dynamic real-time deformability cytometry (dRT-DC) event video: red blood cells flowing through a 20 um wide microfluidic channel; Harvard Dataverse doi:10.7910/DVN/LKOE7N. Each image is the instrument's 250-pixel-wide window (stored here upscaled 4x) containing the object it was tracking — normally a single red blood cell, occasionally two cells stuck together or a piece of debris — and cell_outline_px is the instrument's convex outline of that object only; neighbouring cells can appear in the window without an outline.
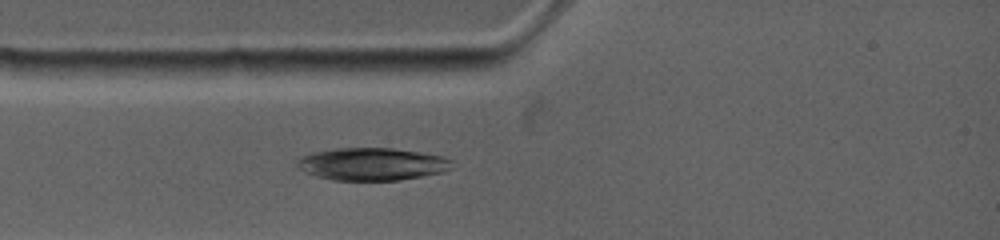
{"species": "common noctule bat (a hibernating species)", "species_latin": "Nyctalus noctula", "temperature_condition": "warm", "stored_images_in_passage": 2, "camera_frame_rate_fps": 4500, "um_per_image_px": 0.085, "animal": {"sex": "female", "body_mass_g": 19.0, "forearm_length_mm": 53.3}, "frame": {"image": 1, "passage_image": 2, "time_ms": 1.111, "image_size_px": [1000, 240], "cell_outline_px": [[452, 168], [444, 172], [400, 180], [332, 180], [316, 176], [304, 172], [296, 164], [304, 156], [316, 152], [344, 148], [392, 148], [440, 156], [448, 160]], "centroid_in_image_um": [31.62, 13.96], "position_along_channel_um": 53.4, "area_um2": 28.73}}